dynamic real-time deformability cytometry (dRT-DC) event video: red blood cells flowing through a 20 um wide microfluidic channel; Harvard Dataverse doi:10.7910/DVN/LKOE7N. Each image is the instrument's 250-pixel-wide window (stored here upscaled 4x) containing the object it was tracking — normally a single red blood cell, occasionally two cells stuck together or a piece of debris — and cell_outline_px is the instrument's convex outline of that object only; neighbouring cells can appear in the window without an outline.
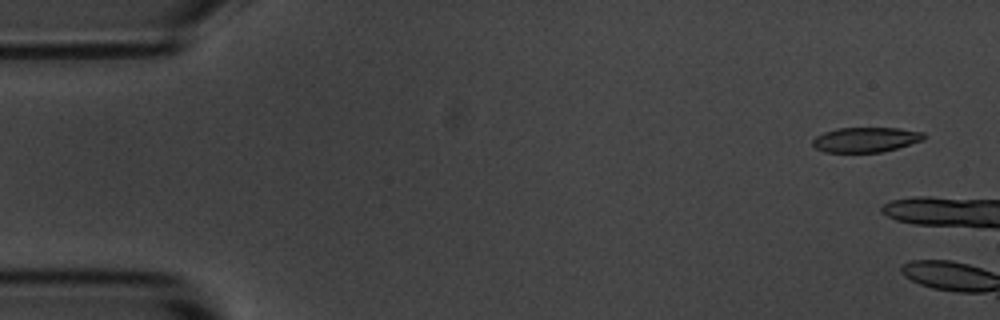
{"species": "common noctule bat (a hibernating species)", "species_latin": "Nyctalus noctula", "temperature_condition": "room temperature", "stored_images_in_passage": 3, "camera_frame_rate_fps": 3000, "um_per_image_px": 0.085, "animal": {"sex": "male", "body_mass_g": 20.1, "forearm_length_mm": 53.5}, "frame": {"image": 1, "passage_image": 1, "time_ms": 0.0, "image_size_px": [1000, 320], "cell_outline_px": [[928, 136], [924, 140], [896, 148], [880, 152], [824, 152], [816, 148], [812, 144], [812, 140], [816, 136], [824, 132], [836, 128], [900, 128], [924, 132]], "centroid_in_image_um": [73.61, 11.86], "position_along_channel_um": 11.4, "area_um2": 16.24}}